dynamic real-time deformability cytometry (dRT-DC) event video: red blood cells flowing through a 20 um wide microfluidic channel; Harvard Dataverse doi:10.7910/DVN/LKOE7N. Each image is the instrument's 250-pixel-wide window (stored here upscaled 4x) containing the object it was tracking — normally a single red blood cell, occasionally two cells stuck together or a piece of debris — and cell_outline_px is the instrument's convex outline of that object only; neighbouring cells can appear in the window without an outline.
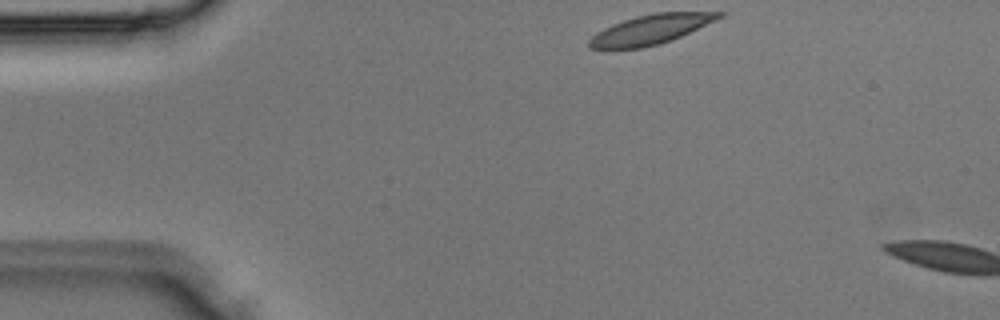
{"species": "Egyptian fruit bat (a non-hibernating species)", "species_latin": "Rousettus aegyptiacus", "temperature_condition": "room temperature", "stored_images_in_passage": 2, "camera_frame_rate_fps": 3000, "um_per_image_px": 0.085, "animal": {"sex": "male"}, "frame": {"image": 1, "passage_image": 1, "time_ms": 0.0, "image_size_px": [1000, 320], "cell_outline_px": [[724, 16], [680, 36], [656, 44], [640, 48], [588, 48], [588, 40], [596, 32], [612, 24], [636, 16], [656, 12], [724, 12]], "centroid_in_image_um": [55.27, 2.49], "position_along_channel_um": 29.7, "area_um2": 21.85}}